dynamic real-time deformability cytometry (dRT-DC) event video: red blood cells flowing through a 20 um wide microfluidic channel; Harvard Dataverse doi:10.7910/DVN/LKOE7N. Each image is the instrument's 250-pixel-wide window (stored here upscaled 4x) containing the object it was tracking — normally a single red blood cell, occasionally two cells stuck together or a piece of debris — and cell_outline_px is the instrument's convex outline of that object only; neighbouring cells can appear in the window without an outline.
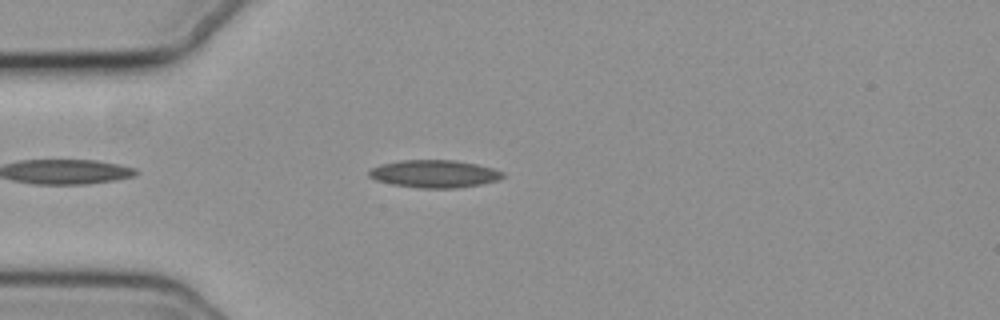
{"species": "common noctule bat (a hibernating species)", "species_latin": "Nyctalus noctula", "temperature_condition": "cold", "stored_images_in_passage": 39, "camera_frame_rate_fps": 3000, "um_per_image_px": 0.085, "animal": {"sex": "female", "body_mass_g": 19.3, "forearm_length_mm": 54.1}, "frame": {"image": 1, "passage_image": 2, "time_ms": 0.333, "image_size_px": [1000, 320], "cell_outline_px": [[504, 176], [500, 180], [480, 184], [456, 188], [420, 188], [392, 184], [376, 180], [368, 176], [368, 172], [372, 168], [380, 164], [400, 160], [456, 160], [476, 164], [492, 168], [504, 172]], "centroid_in_image_um": [36.92, 14.77], "position_along_channel_um": 48.1, "area_um2": 21.56}}
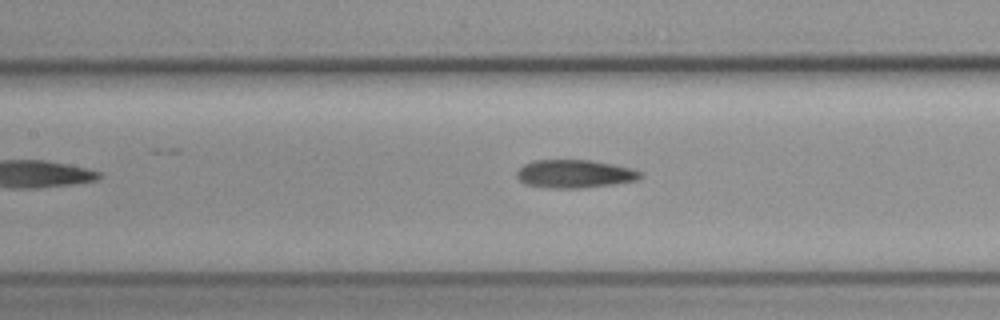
{"frame": {"image": 2, "passage_image": 12, "time_ms": 3.667, "image_size_px": [1000, 320], "cell_outline_px": [[644, 176], [636, 180], [612, 184], [580, 188], [544, 188], [524, 184], [516, 176], [516, 172], [524, 164], [532, 160], [592, 160], [632, 168], [640, 172]], "centroid_in_image_um": [48.81, 14.78], "position_along_channel_um": 158.6, "area_um2": 20.35}}
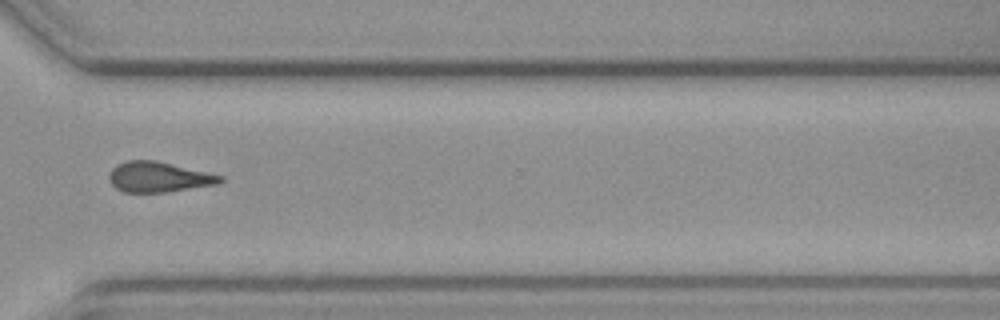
{"frame": {"image": 3, "passage_image": 28, "time_ms": 9.0, "image_size_px": [1000, 320], "cell_outline_px": [[224, 180], [220, 184], [168, 192], [124, 192], [116, 188], [112, 184], [108, 176], [112, 168], [116, 164], [128, 160], [156, 160], [224, 176]], "centroid_in_image_um": [13.51, 15.04], "position_along_channel_um": 357.1, "area_um2": 19.77}}